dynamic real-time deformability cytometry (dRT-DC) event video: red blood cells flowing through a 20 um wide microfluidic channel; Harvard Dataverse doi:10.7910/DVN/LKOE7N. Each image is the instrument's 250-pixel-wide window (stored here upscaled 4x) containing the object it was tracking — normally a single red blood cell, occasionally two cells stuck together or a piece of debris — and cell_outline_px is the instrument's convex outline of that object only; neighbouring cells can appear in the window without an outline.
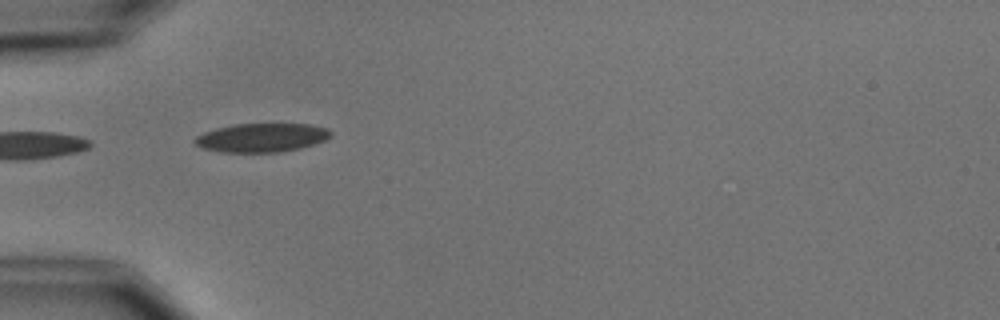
{"species": "common noctule bat (a hibernating species)", "species_latin": "Nyctalus noctula", "temperature_condition": "cold", "stored_images_in_passage": 5, "camera_frame_rate_fps": 3000, "um_per_image_px": 0.085, "animal": {"sex": "male", "body_mass_g": 15.6}, "frame": {"image": 1, "passage_image": 5, "time_ms": 4.667, "image_size_px": [1000, 320], "cell_outline_px": [[332, 136], [324, 140], [300, 148], [280, 152], [220, 152], [204, 148], [196, 144], [192, 140], [196, 136], [204, 132], [216, 128], [232, 124], [308, 124], [328, 128], [332, 132]], "centroid_in_image_um": [22.23, 11.69], "position_along_channel_um": 62.8, "area_um2": 22.77}}